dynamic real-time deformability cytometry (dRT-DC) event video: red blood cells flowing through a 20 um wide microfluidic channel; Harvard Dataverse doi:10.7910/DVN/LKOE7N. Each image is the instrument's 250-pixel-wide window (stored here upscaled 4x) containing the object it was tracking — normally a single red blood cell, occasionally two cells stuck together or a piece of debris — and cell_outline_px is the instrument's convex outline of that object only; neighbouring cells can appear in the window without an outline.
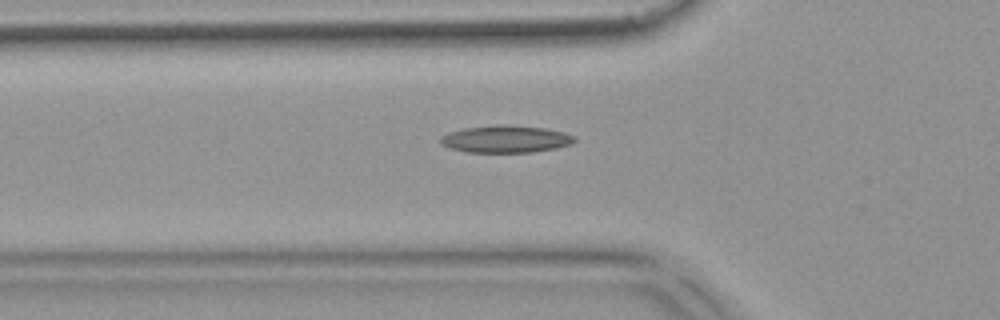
{"species": "common noctule bat (a hibernating species)", "species_latin": "Nyctalus noctula", "temperature_condition": "warm", "stored_images_in_passage": 37, "camera_frame_rate_fps": 3000, "um_per_image_px": 0.085, "animal": {"sex": "female", "body_mass_g": 18.4}, "frame": {"image": 1, "passage_image": 2, "time_ms": 0.333, "image_size_px": [1000, 320], "cell_outline_px": [[576, 140], [572, 144], [556, 148], [532, 152], [468, 152], [448, 148], [440, 144], [440, 136], [448, 132], [464, 128], [496, 124], [508, 124], [544, 128], [564, 132], [572, 136]], "centroid_in_image_um": [42.94, 11.81], "position_along_channel_um": 82.9, "area_um2": 21.44}}
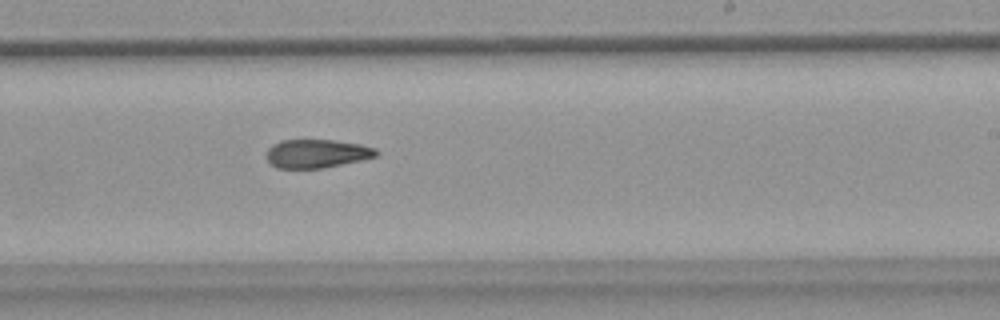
{"frame": {"image": 2, "passage_image": 16, "time_ms": 5.0, "image_size_px": [1000, 320], "cell_outline_px": [[380, 152], [376, 156], [360, 160], [324, 168], [276, 168], [264, 156], [268, 148], [272, 144], [280, 140], [332, 140], [360, 144], [376, 148]], "centroid_in_image_um": [26.9, 13.05], "position_along_channel_um": 262.1, "area_um2": 18.32}}
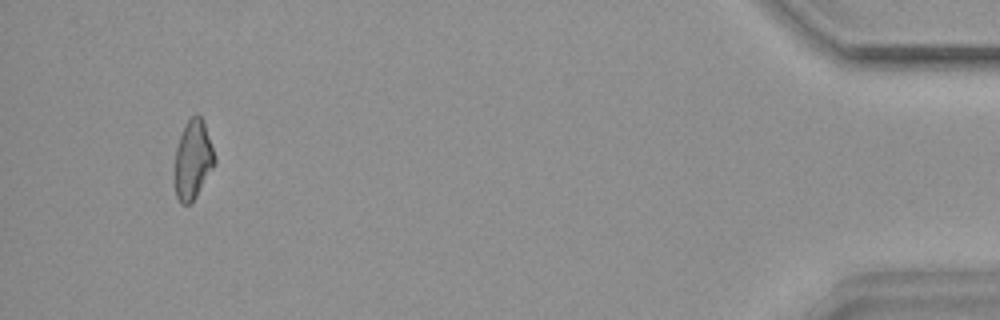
{"frame": {"image": 3, "passage_image": 34, "time_ms": 11.0, "image_size_px": [1000, 320], "cell_outline_px": [[216, 164], [196, 196], [188, 204], [180, 204], [176, 196], [176, 148], [184, 124], [196, 112], [204, 120], [216, 156]], "centroid_in_image_um": [16.44, 13.53], "position_along_channel_um": 418.8, "area_um2": 18.38}, "authors_computed_cell_mechanics": {"area_um2": 19.1318, "velocity_mm_per_s": 3.8438, "shape_relaxation_time_tau1_ms": null, "shape_relaxation_time_tau2_ms": 3.7142, "deformation_change_tau1": null, "deformation_change_tau2": 0.1157}}